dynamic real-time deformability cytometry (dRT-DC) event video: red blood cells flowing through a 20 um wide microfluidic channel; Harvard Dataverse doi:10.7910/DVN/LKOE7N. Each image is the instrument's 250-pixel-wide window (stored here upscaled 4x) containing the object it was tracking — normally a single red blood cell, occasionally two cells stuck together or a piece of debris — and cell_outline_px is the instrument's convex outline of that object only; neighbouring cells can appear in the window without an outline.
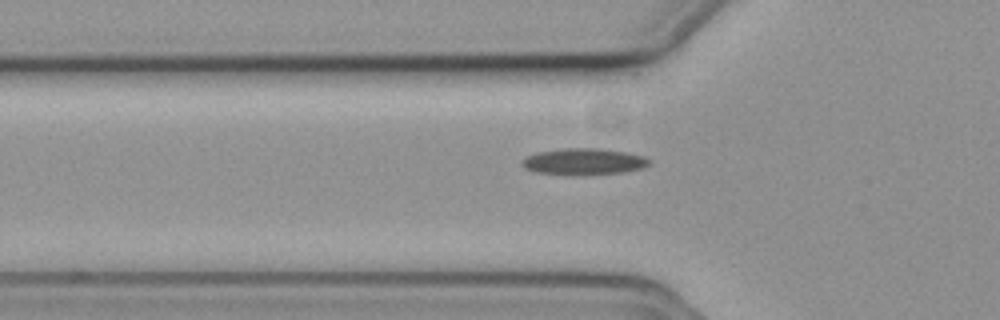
{"species": "common noctule bat (a hibernating species)", "species_latin": "Nyctalus noctula", "temperature_condition": "cold", "stored_images_in_passage": 10, "camera_frame_rate_fps": 3000, "um_per_image_px": 0.085, "animal": {"sex": "female", "body_mass_g": 19.3, "forearm_length_mm": 54.1}, "frame": {"image": 1, "passage_image": 8, "time_ms": 2.333, "image_size_px": [1000, 320], "cell_outline_px": [[648, 164], [640, 168], [620, 172], [572, 176], [536, 172], [524, 168], [520, 164], [528, 156], [536, 152], [564, 148], [596, 148], [624, 152], [644, 156], [648, 160]], "centroid_in_image_um": [49.54, 13.74], "position_along_channel_um": 76.3, "area_um2": 19.42}}